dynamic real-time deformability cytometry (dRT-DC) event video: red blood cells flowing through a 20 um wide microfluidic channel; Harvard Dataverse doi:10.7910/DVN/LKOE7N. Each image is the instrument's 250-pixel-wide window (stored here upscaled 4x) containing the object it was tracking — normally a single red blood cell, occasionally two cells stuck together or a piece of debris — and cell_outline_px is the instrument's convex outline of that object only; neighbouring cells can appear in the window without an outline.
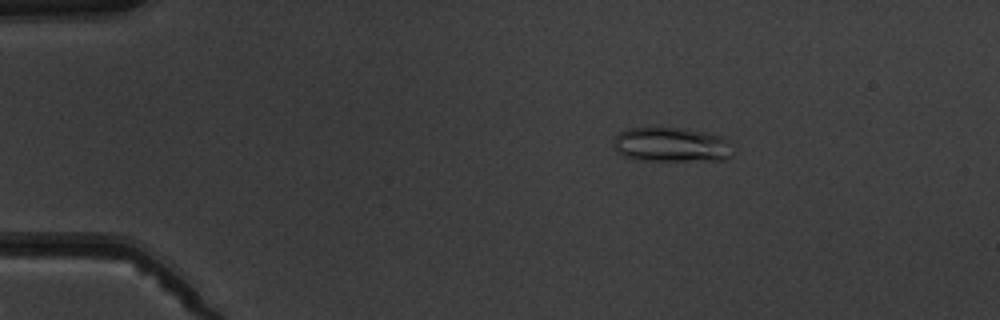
{"species": "common noctule bat (a hibernating species)", "species_latin": "Nyctalus noctula", "temperature_condition": "warm", "stored_images_in_passage": 2, "camera_frame_rate_fps": 3000, "um_per_image_px": 0.085, "animal": {"sex": "male", "body_mass_g": 19.5, "forearm_length_mm": 54.6}, "frame": {"image": 1, "passage_image": 1, "time_ms": 0.0, "image_size_px": [1000, 320], "cell_outline_px": [[732, 156], [724, 160], [636, 160], [624, 156], [612, 144], [612, 140], [620, 132], [628, 128], [680, 128], [704, 132], [720, 136], [724, 140]], "centroid_in_image_um": [56.99, 12.3], "position_along_channel_um": 28.0, "area_um2": 23.52}}